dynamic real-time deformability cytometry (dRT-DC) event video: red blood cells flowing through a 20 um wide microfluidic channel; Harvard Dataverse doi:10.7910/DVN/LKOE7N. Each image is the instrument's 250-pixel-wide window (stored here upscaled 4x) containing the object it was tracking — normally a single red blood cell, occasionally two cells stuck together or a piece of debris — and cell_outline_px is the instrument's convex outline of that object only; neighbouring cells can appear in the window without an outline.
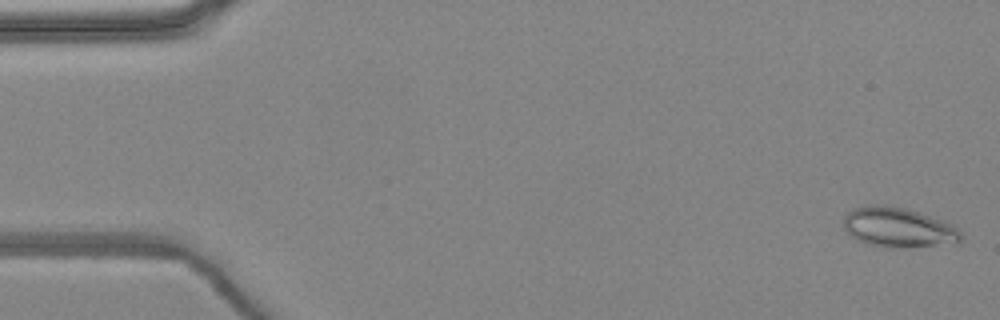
{"species": "common noctule bat (a hibernating species)", "species_latin": "Nyctalus noctula", "temperature_condition": "warm", "stored_images_in_passage": 4, "camera_frame_rate_fps": 3000, "um_per_image_px": 0.085, "animal": {"sex": "female", "body_mass_g": 24.6, "forearm_length_mm": 56.2}, "frame": {"image": 1, "passage_image": 1, "time_ms": 0.0, "image_size_px": [1000, 320], "cell_outline_px": [[960, 240], [932, 244], [896, 248], [884, 248], [868, 244], [856, 240], [844, 228], [844, 216], [852, 208], [872, 204], [884, 204], [904, 208], [920, 212], [952, 224], [960, 228]], "centroid_in_image_um": [76.27, 19.3], "position_along_channel_um": 8.7, "area_um2": 26.93}}